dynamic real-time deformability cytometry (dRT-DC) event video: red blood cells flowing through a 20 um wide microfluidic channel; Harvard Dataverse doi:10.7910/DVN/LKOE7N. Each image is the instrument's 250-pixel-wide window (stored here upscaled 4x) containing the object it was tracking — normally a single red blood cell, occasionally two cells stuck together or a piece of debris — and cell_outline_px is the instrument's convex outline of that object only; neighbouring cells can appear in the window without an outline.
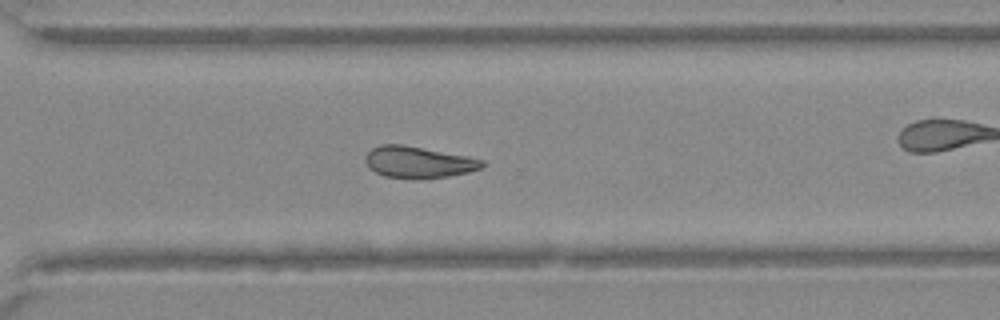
{"species": "Egyptian fruit bat (a non-hibernating species)", "species_latin": "Rousettus aegyptiacus", "temperature_condition": "warm", "stored_images_in_passage": 44, "camera_frame_rate_fps": 3000, "um_per_image_px": 0.085, "animal": {"sex": "female"}, "frame": {"image": 1, "passage_image": 32, "time_ms": 10.333, "image_size_px": [1000, 320], "cell_outline_px": [[484, 164], [480, 168], [468, 172], [448, 176], [384, 176], [368, 168], [364, 160], [364, 156], [372, 148], [380, 144], [404, 144], [484, 160]], "centroid_in_image_um": [35.49, 13.73], "position_along_channel_um": 335.1, "area_um2": 20.63}}